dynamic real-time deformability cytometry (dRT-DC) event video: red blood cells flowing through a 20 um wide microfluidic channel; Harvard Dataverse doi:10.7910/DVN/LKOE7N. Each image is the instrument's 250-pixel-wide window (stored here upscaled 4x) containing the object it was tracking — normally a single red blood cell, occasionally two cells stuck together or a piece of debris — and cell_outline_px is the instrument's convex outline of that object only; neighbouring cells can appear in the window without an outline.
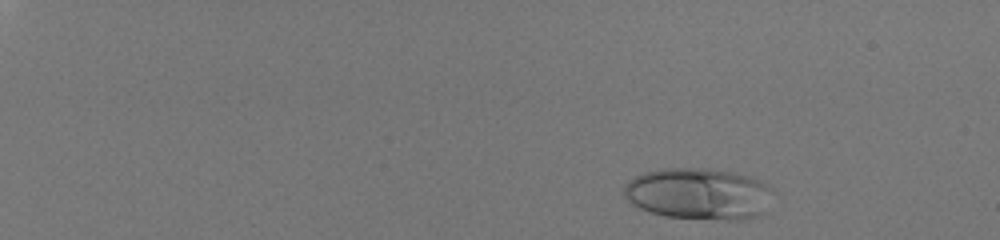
{"species": "human", "species_latin": "Homo sapiens", "temperature_condition": "room temperature", "stored_images_in_passage": 46, "camera_frame_rate_fps": 3000, "um_per_image_px": 0.085, "donor": {"sex": "male"}, "frame": {"image": 1, "passage_image": 5, "time_ms": 1.333, "image_size_px": [1000, 240], "cell_outline_px": [[772, 188], [764, 212], [756, 216], [740, 220], [728, 220], [664, 216], [640, 208], [632, 204], [624, 196], [624, 184], [628, 180], [644, 172], [660, 168], [708, 168], [732, 172], [748, 176]], "centroid_in_image_um": [59.33, 16.46], "position_along_channel_um": 25.7, "area_um2": 44.56}}
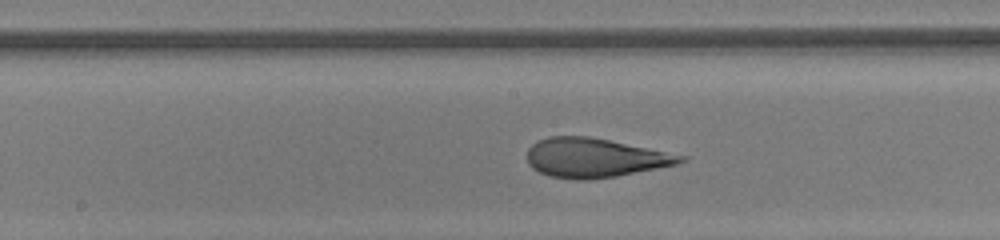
{"frame": {"image": 2, "passage_image": 30, "time_ms": 9.667, "image_size_px": [1000, 240], "cell_outline_px": [[688, 160], [676, 164], [616, 176], [588, 180], [576, 180], [548, 176], [532, 168], [528, 164], [528, 148], [532, 144], [548, 136], [588, 136], [688, 156]], "centroid_in_image_um": [50.53, 13.42], "position_along_channel_um": 197.7, "area_um2": 34.85}}
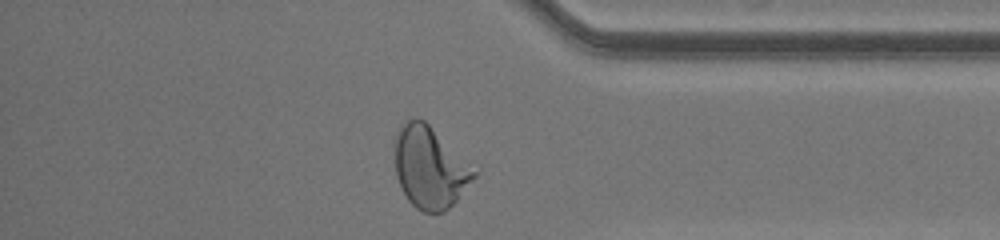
{"frame": {"image": 3, "passage_image": 45, "time_ms": 14.667, "image_size_px": [1000, 240], "cell_outline_px": [[480, 172], [456, 200], [444, 212], [424, 212], [416, 208], [408, 200], [396, 176], [392, 144], [392, 140], [400, 124], [404, 120], [416, 116], [424, 120], [480, 168]], "centroid_in_image_um": [36.55, 14.15], "position_along_channel_um": 398.6, "area_um2": 39.13}, "authors_computed_cell_mechanics": {"area_um2": 37.0787, "velocity_mm_per_s": 4.1292, "shape_relaxation_time_tau1_ms": 8.5854, "shape_relaxation_time_tau2_ms": 0.7609, "deformation_change_tau1": 0.2823, "deformation_change_tau2": 0.0838}}